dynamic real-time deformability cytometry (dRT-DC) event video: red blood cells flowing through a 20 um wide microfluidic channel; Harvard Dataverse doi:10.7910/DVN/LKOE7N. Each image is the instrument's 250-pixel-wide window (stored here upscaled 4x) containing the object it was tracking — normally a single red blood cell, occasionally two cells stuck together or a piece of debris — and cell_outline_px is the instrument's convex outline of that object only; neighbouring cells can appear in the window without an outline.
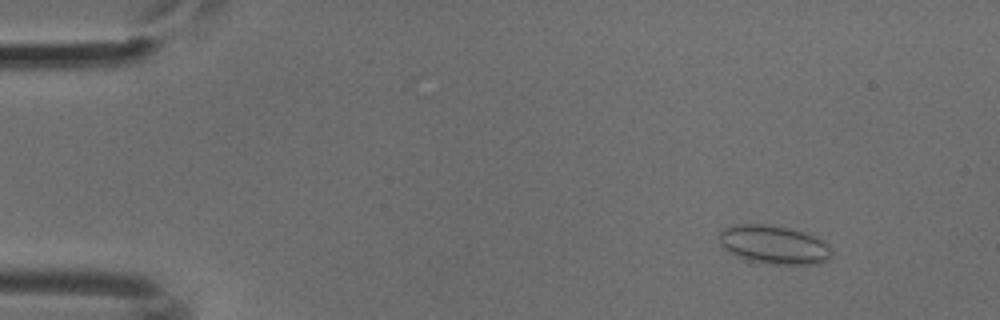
{"species": "common noctule bat (a hibernating species)", "species_latin": "Nyctalus noctula", "temperature_condition": "cold", "stored_images_in_passage": 49, "camera_frame_rate_fps": 3000, "um_per_image_px": 0.085, "animal": {"sex": "male", "body_mass_g": 18.8}, "frame": {"image": 1, "passage_image": 2, "time_ms": 0.333, "image_size_px": [1000, 320], "cell_outline_px": [[832, 256], [828, 260], [820, 264], [748, 264], [728, 252], [720, 244], [720, 232], [724, 228], [732, 224], [764, 224], [788, 228], [804, 232], [828, 244], [832, 248]], "centroid_in_image_um": [65.74, 20.84], "position_along_channel_um": 19.3, "area_um2": 25.89}}
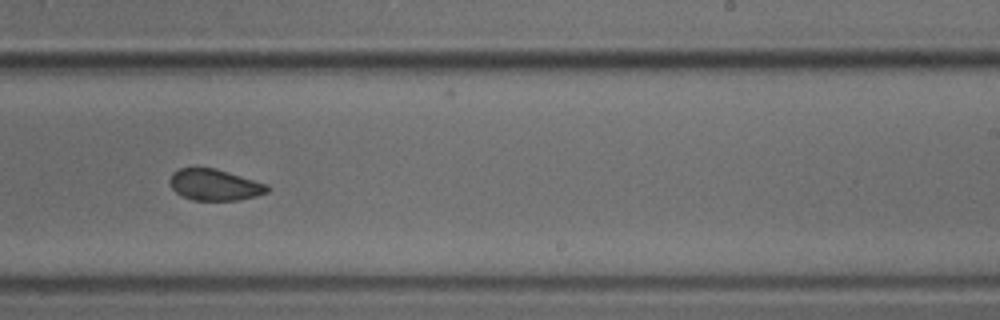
{"frame": {"image": 2, "passage_image": 29, "time_ms": 9.333, "image_size_px": [1000, 320], "cell_outline_px": [[268, 192], [256, 196], [236, 200], [192, 200], [176, 192], [172, 188], [168, 180], [172, 172], [180, 168], [216, 168], [268, 184]], "centroid_in_image_um": [18.23, 15.7], "position_along_channel_um": 270.8, "area_um2": 17.74}}
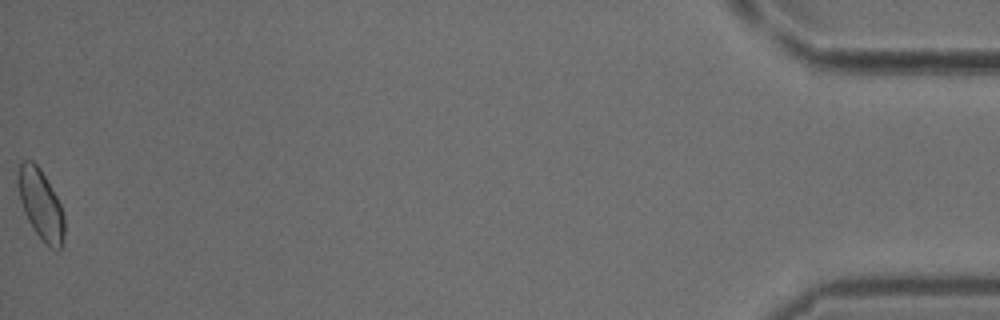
{"frame": {"image": 3, "passage_image": 49, "time_ms": 16.0, "image_size_px": [1000, 320], "cell_outline_px": [[64, 236], [60, 248], [56, 252], [44, 244], [32, 228], [24, 212], [20, 200], [16, 184], [16, 176], [20, 164], [24, 160], [32, 160], [40, 168], [56, 196], [60, 204], [64, 216]], "centroid_in_image_um": [3.44, 17.4], "position_along_channel_um": 431.8, "area_um2": 19.19}}